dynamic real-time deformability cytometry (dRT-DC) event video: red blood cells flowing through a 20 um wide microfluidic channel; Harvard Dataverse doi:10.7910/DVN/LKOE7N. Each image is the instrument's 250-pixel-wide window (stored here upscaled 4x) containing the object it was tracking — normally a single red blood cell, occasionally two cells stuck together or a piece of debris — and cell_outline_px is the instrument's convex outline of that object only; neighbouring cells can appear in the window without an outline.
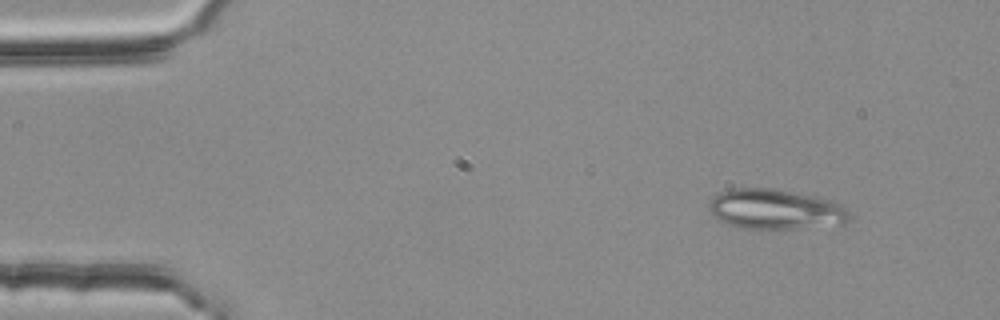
{"species": "common noctule bat (a hibernating species)", "species_latin": "Nyctalus noctula", "temperature_condition": "room temperature", "stored_images_in_passage": 24, "camera_frame_rate_fps": 3000, "um_per_image_px": 0.085, "animal": {"sex": "female", "body_mass_g": 25.1}, "frame": {"image": 1, "passage_image": 5, "time_ms": 1.333, "image_size_px": [1000, 320], "cell_outline_px": [[852, 216], [844, 224], [792, 228], [740, 228], [728, 224], [720, 220], [708, 208], [708, 204], [720, 192], [732, 188], [772, 188], [832, 200], [840, 204]], "centroid_in_image_um": [65.92, 17.78], "position_along_channel_um": 19.1, "area_um2": 32.31}}
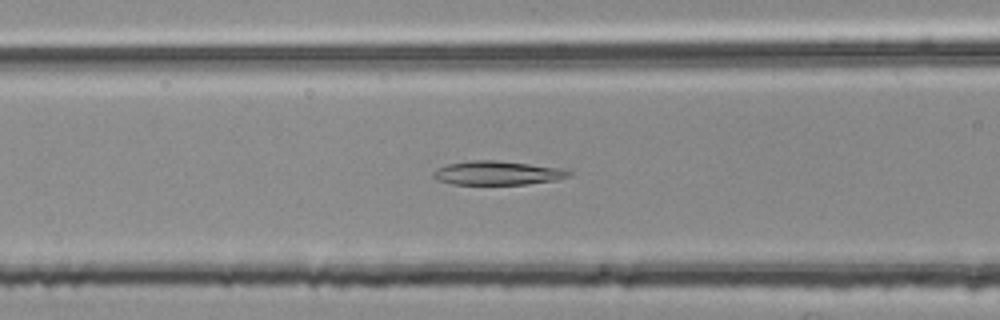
{"frame": {"image": 2, "passage_image": 21, "time_ms": 6.667, "image_size_px": [1000, 320], "cell_outline_px": [[572, 172], [568, 176], [556, 180], [528, 184], [452, 184], [436, 180], [432, 176], [432, 172], [436, 168], [448, 164], [468, 160], [496, 160], [560, 168]], "centroid_in_image_um": [42.21, 14.7], "position_along_channel_um": 124.4, "area_um2": 18.84}}
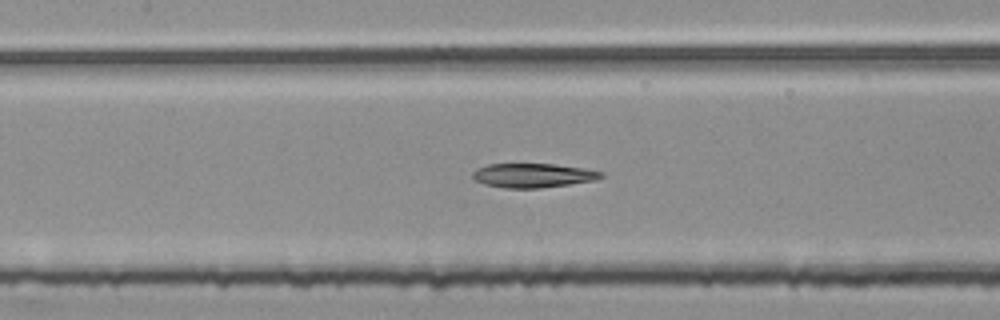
{"frame": {"image": 3, "passage_image": 24, "time_ms": 7.667, "image_size_px": [1000, 320], "cell_outline_px": [[604, 176], [596, 180], [540, 188], [504, 188], [484, 184], [476, 180], [472, 176], [472, 172], [476, 168], [488, 164], [556, 164], [584, 168], [604, 172]], "centroid_in_image_um": [45.31, 14.9], "position_along_channel_um": 162.1, "area_um2": 18.15}}